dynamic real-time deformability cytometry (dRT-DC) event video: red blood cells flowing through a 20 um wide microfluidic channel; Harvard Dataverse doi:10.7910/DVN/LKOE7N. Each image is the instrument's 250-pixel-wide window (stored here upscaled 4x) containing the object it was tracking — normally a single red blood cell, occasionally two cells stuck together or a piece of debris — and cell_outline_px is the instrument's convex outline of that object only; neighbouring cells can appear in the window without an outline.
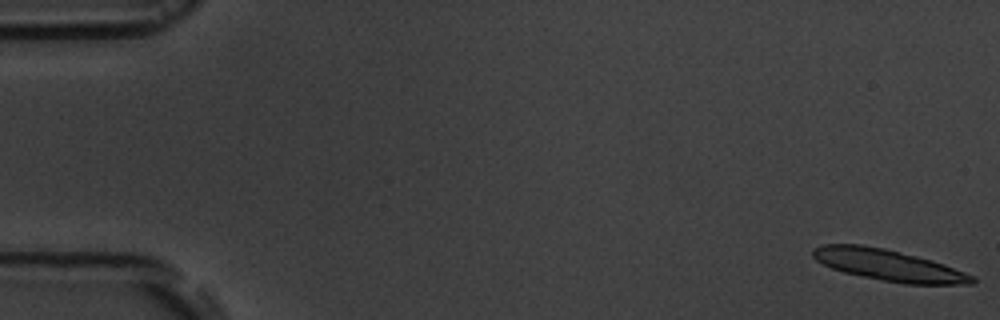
{"species": "common noctule bat (a hibernating species)", "species_latin": "Nyctalus noctula", "temperature_condition": "room temperature", "stored_images_in_passage": 55, "camera_frame_rate_fps": 3000, "um_per_image_px": 0.085, "animal": {"sex": "male", "body_mass_g": 19.5, "forearm_length_mm": 54.6}, "frame": {"image": 1, "passage_image": 1, "time_ms": 0.0, "image_size_px": [1000, 320], "cell_outline_px": [[976, 280], [972, 284], [904, 284], [880, 280], [844, 272], [832, 268], [816, 260], [812, 256], [812, 248], [824, 244], [860, 244], [884, 248], [932, 260], [944, 264], [976, 276]], "centroid_in_image_um": [75.53, 22.54], "position_along_channel_um": 9.5, "area_um2": 29.07}}